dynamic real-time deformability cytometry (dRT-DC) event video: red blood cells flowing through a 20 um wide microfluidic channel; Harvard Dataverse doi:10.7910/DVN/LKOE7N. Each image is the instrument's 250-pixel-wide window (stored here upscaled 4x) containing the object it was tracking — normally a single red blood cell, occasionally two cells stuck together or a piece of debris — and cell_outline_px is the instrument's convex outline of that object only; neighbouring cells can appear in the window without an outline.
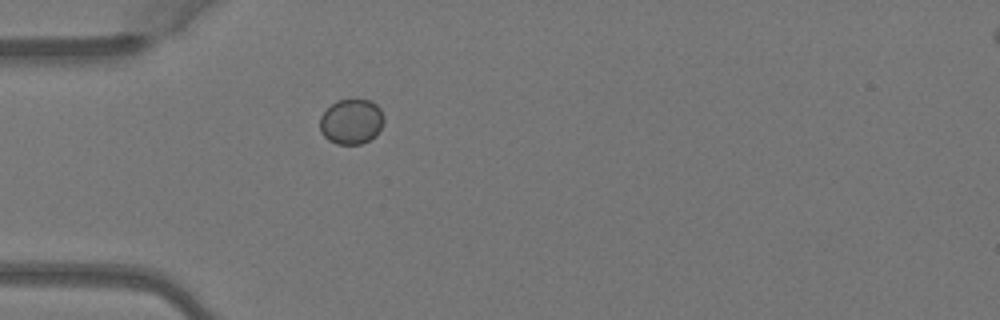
{"species": "Egyptian fruit bat (a non-hibernating species)", "species_latin": "Rousettus aegyptiacus", "temperature_condition": "warm", "stored_images_in_passage": 1, "camera_frame_rate_fps": 3000, "um_per_image_px": 0.085, "animal": {"sex": "female"}, "frame": {"image": 1, "passage_image": 1, "time_ms": 0.0, "image_size_px": [1000, 320], "cell_outline_px": [[384, 120], [376, 136], [360, 144], [336, 144], [328, 140], [320, 132], [320, 116], [332, 104], [340, 100], [368, 100], [376, 104], [380, 108], [384, 116]], "centroid_in_image_um": [29.86, 10.35], "position_along_channel_um": 55.1, "area_um2": 16.76}}